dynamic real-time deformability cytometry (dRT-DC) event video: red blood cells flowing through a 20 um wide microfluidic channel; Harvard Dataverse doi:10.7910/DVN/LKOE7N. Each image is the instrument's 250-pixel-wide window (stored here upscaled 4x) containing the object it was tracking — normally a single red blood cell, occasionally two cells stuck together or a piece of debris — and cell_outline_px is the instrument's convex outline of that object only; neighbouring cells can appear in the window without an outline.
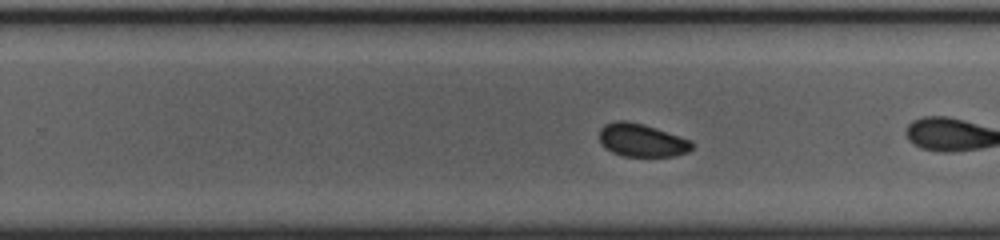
{"species": "common noctule bat (a hibernating species)", "species_latin": "Nyctalus noctula", "temperature_condition": "cold", "stored_images_in_passage": 39, "camera_frame_rate_fps": 3000, "um_per_image_px": 0.085, "animal": {"sex": "female", "body_mass_g": 23.0, "forearm_length_mm": 53.4}, "frame": {"image": 1, "passage_image": 17, "time_ms": 5.333, "image_size_px": [1000, 240], "cell_outline_px": [[696, 144], [688, 152], [676, 156], [624, 156], [612, 152], [604, 148], [600, 144], [600, 128], [604, 124], [616, 120], [624, 120], [656, 128], [692, 140]], "centroid_in_image_um": [54.56, 11.93], "position_along_channel_um": 275.2, "area_um2": 17.98}}
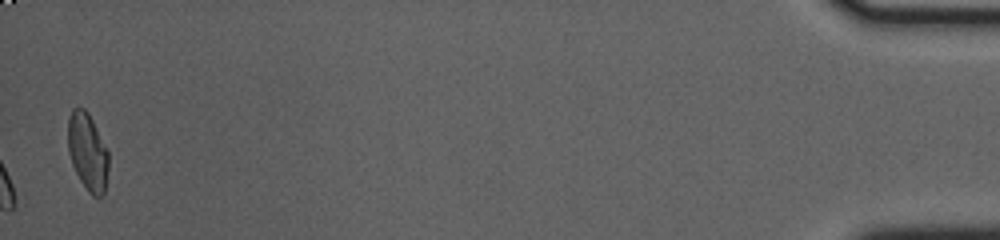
{"frame": {"image": 2, "passage_image": 39, "time_ms": 12.667, "image_size_px": [1000, 240], "cell_outline_px": [[108, 168], [104, 192], [100, 196], [92, 196], [88, 192], [80, 180], [72, 164], [68, 152], [68, 116], [72, 108], [84, 108], [88, 112], [108, 152]], "centroid_in_image_um": [7.43, 12.89], "position_along_channel_um": 427.8, "area_um2": 18.15}, "authors_computed_cell_mechanics": {"area_um2": 18.0914, "velocity_mm_per_s": 3.7221, "shape_relaxation_time_tau1_ms": null, "shape_relaxation_time_tau2_ms": 3.8239, "deformation_change_tau1": null, "deformation_change_tau2": 0.0432}}